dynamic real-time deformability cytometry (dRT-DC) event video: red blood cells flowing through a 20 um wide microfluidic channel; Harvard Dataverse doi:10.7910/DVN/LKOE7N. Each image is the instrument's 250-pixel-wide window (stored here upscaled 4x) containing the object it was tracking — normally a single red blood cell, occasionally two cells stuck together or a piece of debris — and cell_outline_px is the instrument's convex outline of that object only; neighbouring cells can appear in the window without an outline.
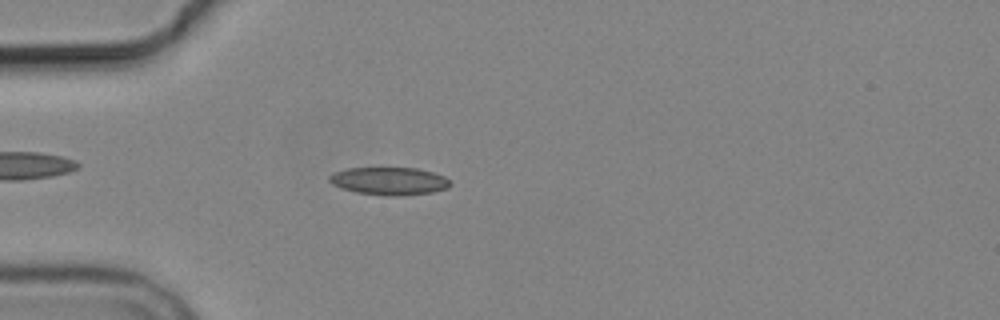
{"species": "common noctule bat (a hibernating species)", "species_latin": "Nyctalus noctula", "temperature_condition": "cold", "stored_images_in_passage": 4, "camera_frame_rate_fps": 3000, "um_per_image_px": 0.085, "animal": {"sex": "male", "body_mass_g": 19.2, "forearm_length_mm": 51.8}, "frame": {"image": 1, "passage_image": 3, "time_ms": 3.333, "image_size_px": [1000, 320], "cell_outline_px": [[452, 184], [448, 188], [432, 192], [396, 196], [388, 196], [356, 192], [340, 188], [332, 184], [328, 180], [328, 176], [332, 172], [348, 168], [416, 168], [432, 172], [444, 176]], "centroid_in_image_um": [33.05, 15.39], "position_along_channel_um": 52.0, "area_um2": 19.59}}